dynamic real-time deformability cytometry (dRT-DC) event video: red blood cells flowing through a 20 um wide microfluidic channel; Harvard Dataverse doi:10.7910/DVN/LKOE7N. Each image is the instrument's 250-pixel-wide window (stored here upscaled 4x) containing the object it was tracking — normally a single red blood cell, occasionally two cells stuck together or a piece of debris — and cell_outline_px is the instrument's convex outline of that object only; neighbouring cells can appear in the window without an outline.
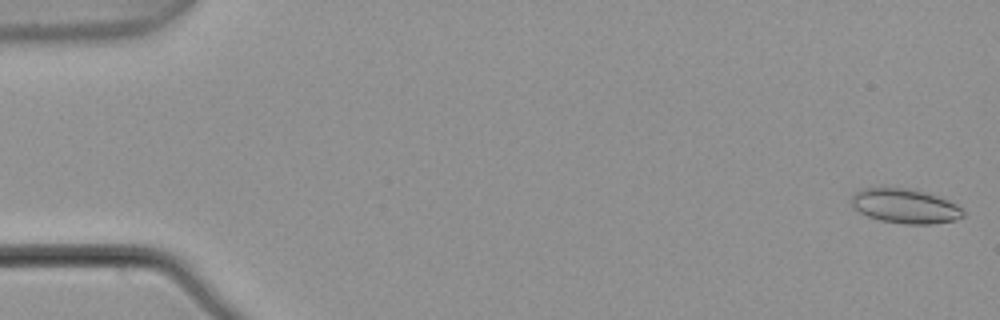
{"species": "common noctule bat (a hibernating species)", "species_latin": "Nyctalus noctula", "temperature_condition": "warm", "stored_images_in_passage": 5, "segment_of_instrument_passage": [1, 2], "camera_frame_rate_fps": 3000, "um_per_image_px": 0.085, "animal": {"sex": "male", "body_mass_g": 21.5, "forearm_length_mm": 52.0}, "frame": {"image": 1, "passage_image": 1, "time_ms": 0.0, "image_size_px": [1000, 320], "cell_outline_px": [[964, 216], [956, 220], [928, 224], [904, 224], [880, 220], [868, 216], [852, 208], [852, 196], [860, 188], [908, 188], [936, 196], [948, 200], [956, 204], [964, 212]], "centroid_in_image_um": [76.91, 17.52], "position_along_channel_um": 8.1, "area_um2": 22.25}}
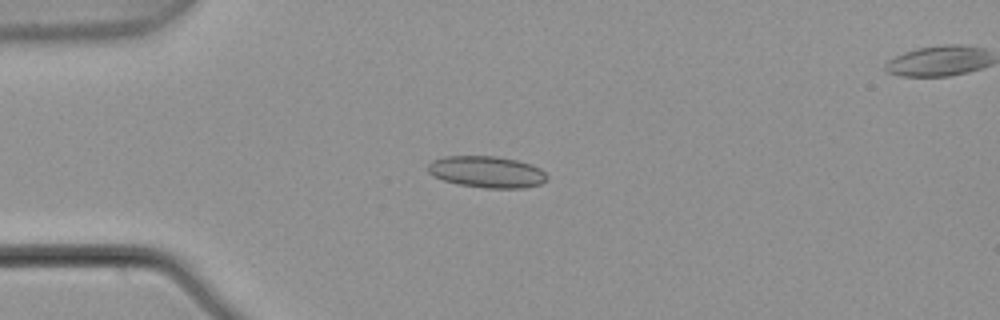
{"frame": {"image": 2, "passage_image": 4, "time_ms": 1.0, "image_size_px": [1000, 320], "cell_outline_px": [[548, 176], [540, 184], [524, 188], [484, 188], [460, 184], [444, 180], [428, 172], [428, 164], [432, 160], [444, 156], [496, 156], [516, 160], [532, 164], [540, 168]], "centroid_in_image_um": [41.39, 14.6], "position_along_channel_um": 43.6, "area_um2": 21.79}}